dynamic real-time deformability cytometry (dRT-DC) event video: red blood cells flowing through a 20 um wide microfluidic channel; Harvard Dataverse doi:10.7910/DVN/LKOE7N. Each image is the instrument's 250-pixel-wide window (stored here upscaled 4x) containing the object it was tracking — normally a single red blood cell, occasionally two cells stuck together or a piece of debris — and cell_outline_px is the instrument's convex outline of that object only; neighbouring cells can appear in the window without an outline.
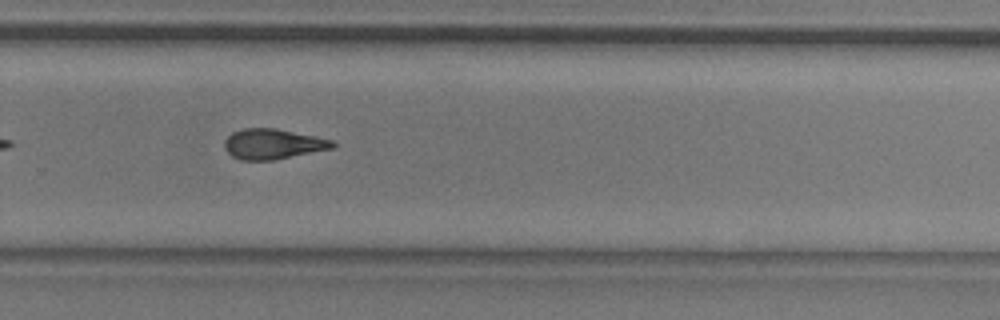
{"species": "common noctule bat (a hibernating species)", "species_latin": "Nyctalus noctula", "temperature_condition": "room temperature", "stored_images_in_passage": 28, "camera_frame_rate_fps": 3000, "um_per_image_px": 0.085, "animal": {"sex": "male", "body_mass_g": 20.5, "forearm_length_mm": 52.5}, "frame": {"image": 1, "passage_image": 20, "time_ms": 6.333, "image_size_px": [1000, 320], "cell_outline_px": [[336, 148], [272, 160], [240, 160], [232, 156], [224, 148], [224, 140], [232, 132], [244, 128], [276, 128], [316, 136], [332, 140], [336, 144]], "centroid_in_image_um": [23.21, 12.24], "position_along_channel_um": 306.6, "area_um2": 19.19}}